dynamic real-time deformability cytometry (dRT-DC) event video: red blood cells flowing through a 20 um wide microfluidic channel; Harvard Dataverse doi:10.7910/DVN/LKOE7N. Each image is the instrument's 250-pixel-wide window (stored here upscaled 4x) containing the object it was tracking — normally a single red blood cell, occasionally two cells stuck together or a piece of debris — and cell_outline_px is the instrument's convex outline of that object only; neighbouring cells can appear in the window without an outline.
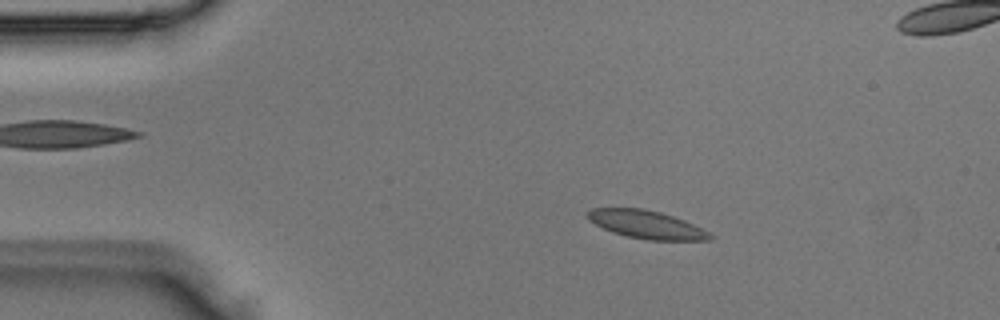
{"species": "Egyptian fruit bat (a non-hibernating species)", "species_latin": "Rousettus aegyptiacus", "temperature_condition": "room temperature", "stored_images_in_passage": 3, "camera_frame_rate_fps": 3000, "um_per_image_px": 0.085, "animal": {"sex": "male"}, "frame": {"image": 1, "passage_image": 1, "time_ms": 0.0, "image_size_px": [1000, 320], "cell_outline_px": [[712, 240], [648, 240], [628, 236], [612, 232], [588, 220], [584, 216], [584, 212], [592, 208], [644, 208], [660, 212], [684, 220], [708, 232], [712, 236]], "centroid_in_image_um": [54.88, 19.07], "position_along_channel_um": 30.1, "area_um2": 19.94}}